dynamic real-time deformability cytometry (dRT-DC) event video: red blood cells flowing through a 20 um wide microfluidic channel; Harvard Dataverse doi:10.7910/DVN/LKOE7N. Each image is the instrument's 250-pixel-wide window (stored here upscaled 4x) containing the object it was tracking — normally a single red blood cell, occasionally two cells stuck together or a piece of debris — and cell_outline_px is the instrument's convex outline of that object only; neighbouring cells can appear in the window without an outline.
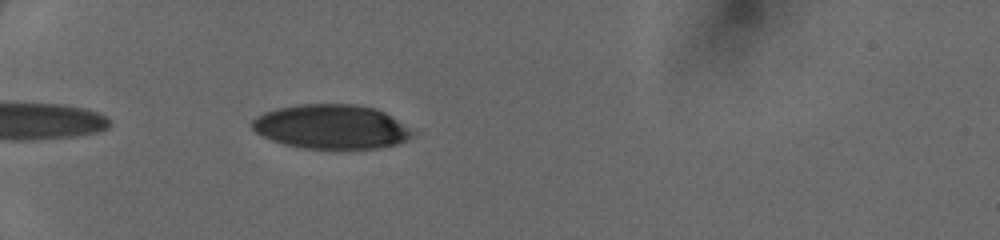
{"species": "human", "species_latin": "Homo sapiens", "temperature_condition": "cold", "stored_images_in_passage": 31, "camera_frame_rate_fps": 3000, "um_per_image_px": 0.085, "donor": {"sex": "female"}, "frame": {"image": 1, "passage_image": 2, "time_ms": 0.333, "image_size_px": [1000, 240], "cell_outline_px": [[416, 132], [408, 140], [400, 144], [380, 148], [300, 148], [284, 144], [272, 140], [256, 132], [252, 128], [252, 120], [256, 116], [264, 112], [276, 108], [300, 104], [356, 104], [376, 108], [384, 112]], "centroid_in_image_um": [28.18, 10.77], "position_along_channel_um": 56.8, "area_um2": 41.5}}
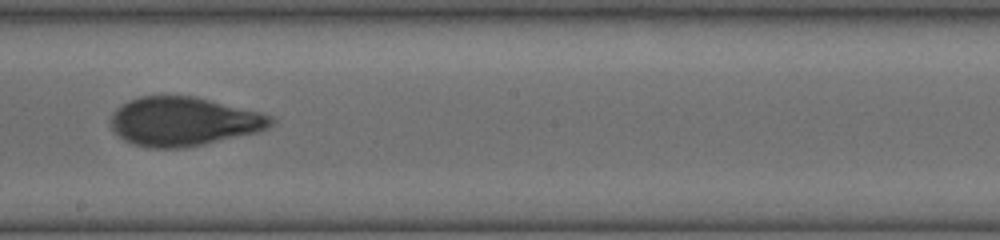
{"frame": {"image": 2, "passage_image": 16, "time_ms": 5.0, "image_size_px": [1000, 240], "cell_outline_px": [[276, 120], [268, 128], [256, 132], [204, 144], [184, 148], [148, 148], [132, 144], [124, 140], [112, 128], [112, 112], [116, 108], [128, 100], [140, 96], [196, 96], [260, 112], [272, 116]], "centroid_in_image_um": [15.6, 10.32], "position_along_channel_um": 232.6, "area_um2": 45.66}}
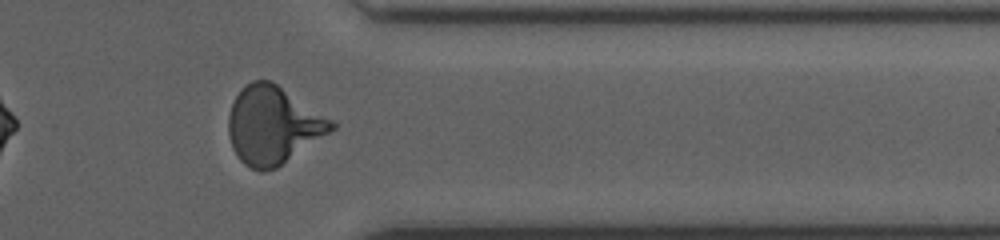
{"frame": {"image": 3, "passage_image": 27, "time_ms": 8.667, "image_size_px": [1000, 240], "cell_outline_px": [[336, 128], [276, 168], [264, 172], [260, 172], [244, 164], [236, 156], [232, 148], [228, 132], [228, 116], [232, 104], [240, 88], [244, 84], [252, 80], [272, 80], [332, 120], [336, 124]], "centroid_in_image_um": [23.17, 10.64], "position_along_channel_um": 388.2, "area_um2": 46.59}}